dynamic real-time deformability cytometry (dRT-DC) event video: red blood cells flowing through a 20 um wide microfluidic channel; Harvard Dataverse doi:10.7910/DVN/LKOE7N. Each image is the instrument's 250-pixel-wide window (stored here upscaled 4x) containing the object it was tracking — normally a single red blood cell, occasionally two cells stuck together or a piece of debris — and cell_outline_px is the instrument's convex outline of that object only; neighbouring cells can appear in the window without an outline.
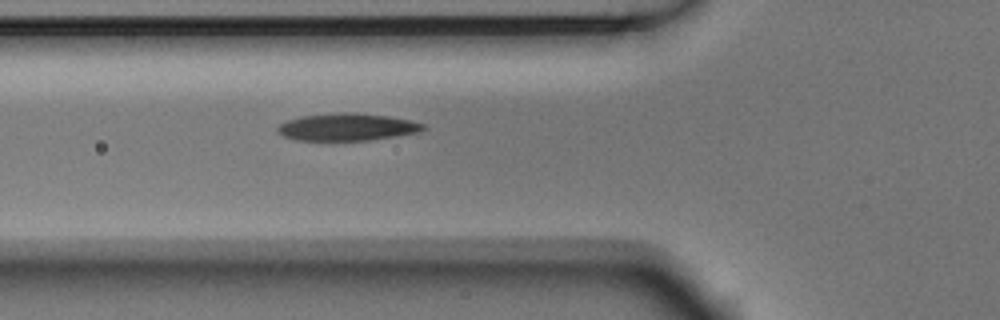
{"species": "Egyptian fruit bat (a non-hibernating species)", "species_latin": "Rousettus aegyptiacus", "temperature_condition": "room temperature", "stored_images_in_passage": 3, "segment_of_instrument_passage": [1, 2], "camera_frame_rate_fps": 3000, "um_per_image_px": 0.085, "animal": {"sex": "male"}, "frame": {"image": 1, "passage_image": 2, "time_ms": 0.333, "image_size_px": [1000, 320], "cell_outline_px": [[428, 128], [420, 132], [368, 140], [296, 140], [284, 136], [276, 132], [276, 128], [280, 124], [288, 120], [304, 116], [352, 112], [388, 116], [408, 120], [424, 124]], "centroid_in_image_um": [29.52, 10.8], "position_along_channel_um": 96.3, "area_um2": 22.83}}